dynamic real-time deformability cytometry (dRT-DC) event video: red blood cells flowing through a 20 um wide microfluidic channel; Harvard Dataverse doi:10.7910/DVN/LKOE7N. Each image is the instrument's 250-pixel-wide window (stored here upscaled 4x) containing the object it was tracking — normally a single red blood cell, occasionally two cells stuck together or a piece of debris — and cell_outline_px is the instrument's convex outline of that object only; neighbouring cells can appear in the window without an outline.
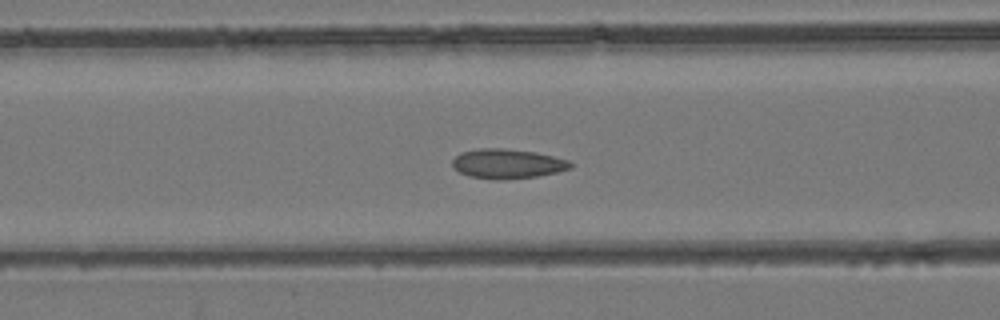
{"species": "common noctule bat (a hibernating species)", "species_latin": "Nyctalus noctula", "temperature_condition": "room temperature", "stored_images_in_passage": 37, "camera_frame_rate_fps": 3000, "um_per_image_px": 0.085, "animal": {"sex": "female", "body_mass_g": 24.6, "forearm_length_mm": 56.2}, "frame": {"image": 1, "passage_image": 12, "time_ms": 3.667, "image_size_px": [1000, 320], "cell_outline_px": [[572, 168], [556, 172], [536, 176], [500, 180], [468, 176], [452, 168], [452, 160], [460, 152], [480, 148], [504, 148], [536, 152], [568, 160], [572, 164]], "centroid_in_image_um": [43.09, 13.91], "position_along_channel_um": 123.5, "area_um2": 20.35}}
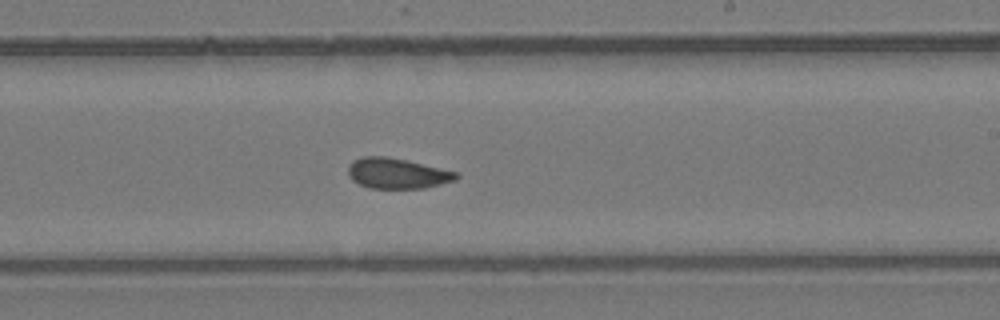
{"frame": {"image": 2, "passage_image": 21, "time_ms": 6.667, "image_size_px": [1000, 320], "cell_outline_px": [[460, 176], [456, 180], [424, 188], [368, 188], [352, 180], [348, 176], [348, 164], [352, 160], [364, 156], [388, 156], [456, 172]], "centroid_in_image_um": [33.71, 14.73], "position_along_channel_um": 255.3, "area_um2": 19.13}}
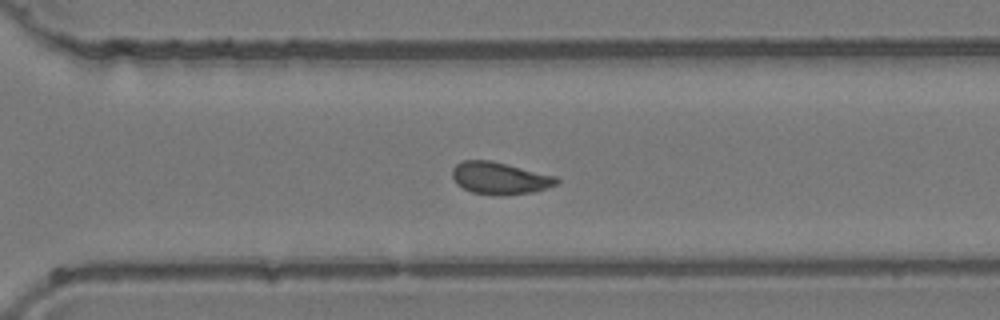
{"frame": {"image": 3, "passage_image": 26, "time_ms": 8.333, "image_size_px": [1000, 320], "cell_outline_px": [[560, 180], [556, 184], [548, 188], [532, 192], [472, 192], [456, 184], [452, 176], [452, 168], [456, 164], [464, 160], [492, 160], [556, 176]], "centroid_in_image_um": [42.47, 15.08], "position_along_channel_um": 328.1, "area_um2": 18.79}}